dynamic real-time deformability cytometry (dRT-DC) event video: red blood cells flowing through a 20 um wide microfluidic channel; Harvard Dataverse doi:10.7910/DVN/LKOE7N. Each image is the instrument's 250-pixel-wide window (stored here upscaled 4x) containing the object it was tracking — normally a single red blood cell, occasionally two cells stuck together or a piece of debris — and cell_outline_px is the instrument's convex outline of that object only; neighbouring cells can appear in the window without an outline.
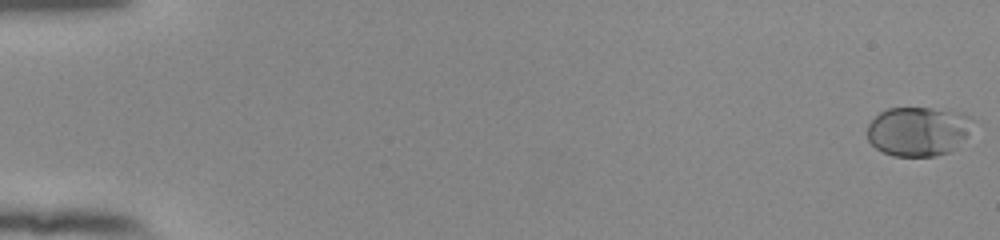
{"species": "human", "species_latin": "Homo sapiens", "temperature_condition": "room temperature", "stored_images_in_passage": 54, "camera_frame_rate_fps": 3000, "um_per_image_px": 0.085, "donor": {"sex": "female"}, "frame": {"image": 1, "passage_image": 1, "time_ms": 0.0, "image_size_px": [1000, 240], "cell_outline_px": [[976, 120], [956, 148], [948, 152], [936, 156], [892, 156], [876, 148], [868, 140], [868, 124], [880, 112], [888, 108], [932, 108], [964, 112]], "centroid_in_image_um": [78.07, 11.14], "position_along_channel_um": 6.9, "area_um2": 30.46}}
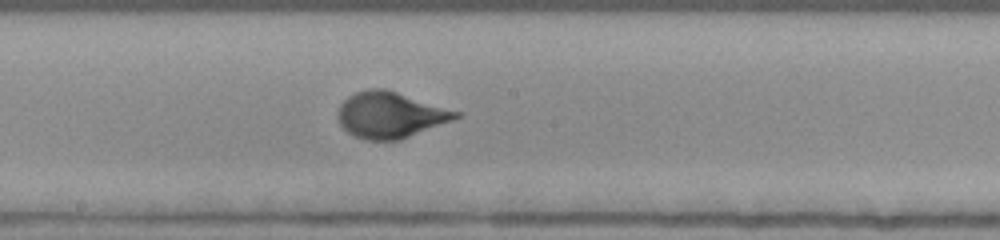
{"frame": {"image": 2, "passage_image": 31, "time_ms": 10.0, "image_size_px": [1000, 240], "cell_outline_px": [[464, 116], [400, 140], [364, 140], [348, 132], [340, 124], [336, 116], [336, 112], [340, 104], [348, 96], [356, 92], [368, 88], [384, 88], [464, 112]], "centroid_in_image_um": [33.2, 9.76], "position_along_channel_um": 215.0, "area_um2": 32.08}}
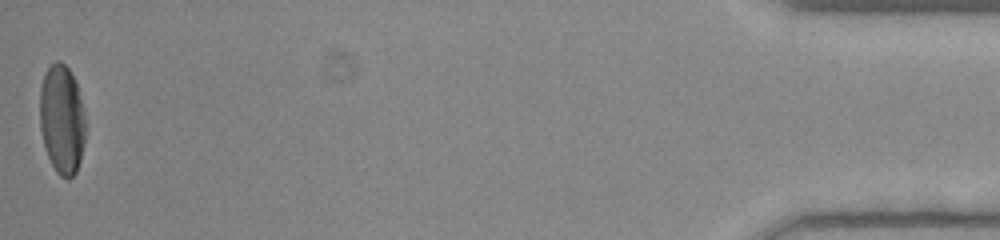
{"frame": {"image": 3, "passage_image": 54, "time_ms": 17.667, "image_size_px": [1000, 240], "cell_outline_px": [[84, 144], [80, 160], [76, 172], [68, 180], [60, 176], [56, 172], [48, 156], [44, 144], [40, 128], [40, 88], [44, 72], [56, 60], [60, 60], [68, 68], [76, 80], [84, 108]], "centroid_in_image_um": [5.26, 10.12], "position_along_channel_um": 429.9, "area_um2": 29.25}, "authors_computed_cell_mechanics": {"area_um2": 29.5069, "velocity_mm_per_s": 3.9494, "shape_relaxation_time_tau1_ms": 3.9095, "shape_relaxation_time_tau2_ms": null, "deformation_change_tau1": 0.1976, "deformation_change_tau2": null}}